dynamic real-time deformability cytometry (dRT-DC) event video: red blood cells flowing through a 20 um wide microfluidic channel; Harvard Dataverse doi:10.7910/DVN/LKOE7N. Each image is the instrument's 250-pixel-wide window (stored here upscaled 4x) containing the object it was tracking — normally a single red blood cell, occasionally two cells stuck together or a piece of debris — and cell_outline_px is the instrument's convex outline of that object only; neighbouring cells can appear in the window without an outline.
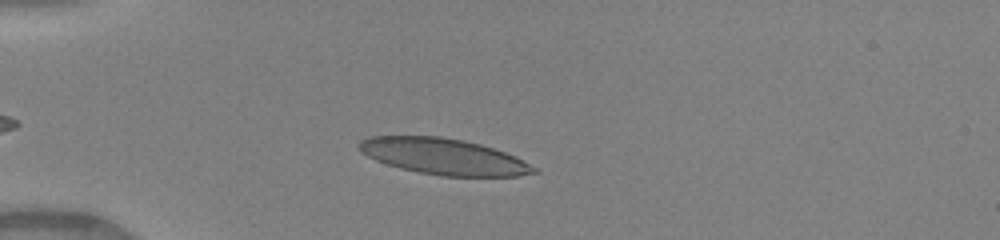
{"species": "human", "species_latin": "Homo sapiens", "temperature_condition": "warm", "stored_images_in_passage": 37, "camera_frame_rate_fps": 3000, "um_per_image_px": 0.085, "donor": {"sex": "female"}, "frame": {"image": 1, "passage_image": 7, "time_ms": 2.0, "image_size_px": [1000, 240], "cell_outline_px": [[540, 172], [520, 176], [440, 176], [400, 168], [376, 160], [360, 152], [356, 148], [356, 144], [360, 140], [372, 136], [440, 136], [464, 140], [480, 144], [504, 152], [536, 168]], "centroid_in_image_um": [37.65, 13.3], "position_along_channel_um": 47.4, "area_um2": 36.59}}
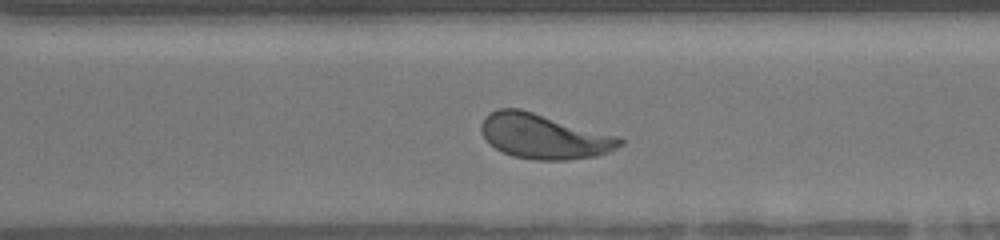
{"frame": {"image": 2, "passage_image": 29, "time_ms": 9.333, "image_size_px": [1000, 240], "cell_outline_px": [[624, 144], [608, 152], [596, 156], [568, 160], [536, 160], [512, 156], [496, 148], [484, 136], [480, 128], [480, 124], [484, 116], [496, 108], [520, 108], [620, 136], [624, 140]], "centroid_in_image_um": [46.26, 11.58], "position_along_channel_um": 324.3, "area_um2": 36.47}}
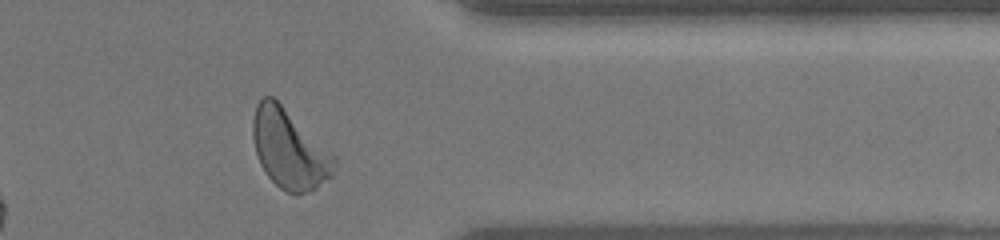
{"frame": {"image": 3, "passage_image": 34, "time_ms": 11.0, "image_size_px": [1000, 240], "cell_outline_px": [[336, 164], [332, 176], [316, 188], [296, 196], [280, 188], [264, 172], [260, 164], [256, 152], [252, 136], [252, 120], [256, 104], [264, 96], [272, 96], [336, 156]], "centroid_in_image_um": [24.59, 12.69], "position_along_channel_um": 386.8, "area_um2": 37.45}, "authors_computed_cell_mechanics": {"area_um2": 36.2406, "velocity_mm_per_s": 4.1364, "shape_relaxation_time_tau1_ms": 3.3526, "shape_relaxation_time_tau2_ms": null, "deformation_change_tau1": 0.1432, "deformation_change_tau2": null}}